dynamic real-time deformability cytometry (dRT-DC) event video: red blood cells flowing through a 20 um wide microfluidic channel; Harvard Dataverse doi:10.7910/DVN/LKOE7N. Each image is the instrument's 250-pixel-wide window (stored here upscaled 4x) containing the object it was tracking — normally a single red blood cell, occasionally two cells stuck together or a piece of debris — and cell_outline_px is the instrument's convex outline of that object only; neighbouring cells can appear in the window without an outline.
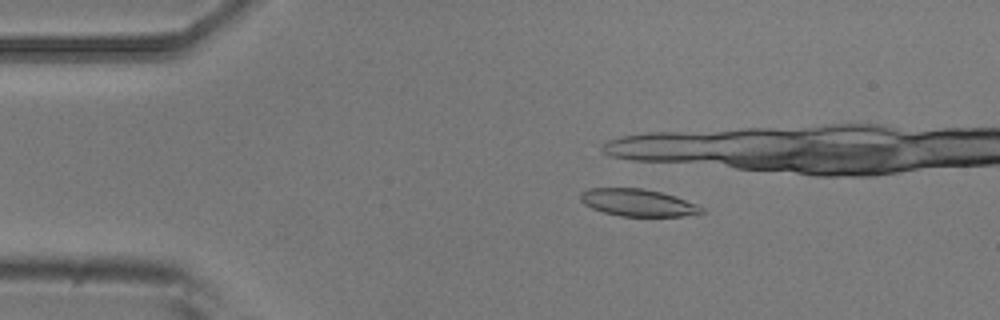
{"species": "common noctule bat (a hibernating species)", "species_latin": "Nyctalus noctula", "temperature_condition": "room temperature", "stored_images_in_passage": 6, "camera_frame_rate_fps": 3000, "um_per_image_px": 0.085, "animal": {"sex": "male", "body_mass_g": 20.5, "forearm_length_mm": 52.5}, "frame": {"image": 1, "passage_image": 4, "time_ms": 1.0, "image_size_px": [1000, 320], "cell_outline_px": [[704, 212], [684, 216], [620, 216], [604, 212], [592, 208], [584, 204], [580, 200], [580, 192], [588, 188], [644, 188], [676, 196], [696, 204], [704, 208]], "centroid_in_image_um": [54.2, 17.22], "position_along_channel_um": 30.8, "area_um2": 19.25}}